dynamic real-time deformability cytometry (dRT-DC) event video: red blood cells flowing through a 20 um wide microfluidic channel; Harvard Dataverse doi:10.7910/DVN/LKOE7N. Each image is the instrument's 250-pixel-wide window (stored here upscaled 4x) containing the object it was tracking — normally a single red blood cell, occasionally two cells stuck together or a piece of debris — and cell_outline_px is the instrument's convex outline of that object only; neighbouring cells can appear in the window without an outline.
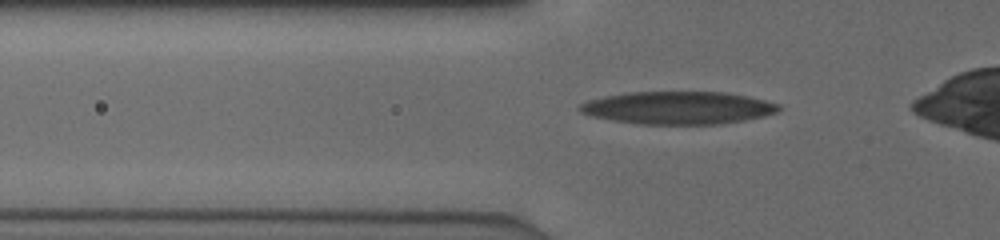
{"species": "human", "species_latin": "Homo sapiens", "temperature_condition": "cold", "stored_images_in_passage": 33, "camera_frame_rate_fps": 3000, "um_per_image_px": 0.085, "donor": {"sex": "male"}, "frame": {"image": 1, "passage_image": 3, "time_ms": 0.667, "image_size_px": [1000, 240], "cell_outline_px": [[780, 108], [776, 112], [764, 116], [744, 120], [720, 124], [640, 124], [612, 120], [592, 116], [580, 112], [580, 104], [588, 100], [604, 96], [628, 92], [728, 92], [748, 96], [780, 104]], "centroid_in_image_um": [57.65, 9.16], "position_along_channel_um": 68.2, "area_um2": 37.86}}
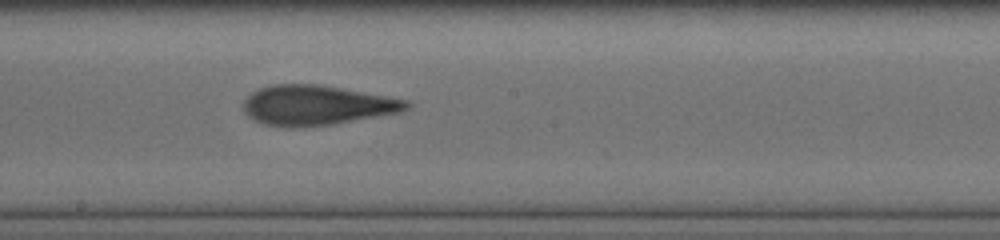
{"frame": {"image": 2, "passage_image": 15, "time_ms": 4.667, "image_size_px": [1000, 240], "cell_outline_px": [[412, 104], [408, 108], [400, 112], [332, 124], [292, 128], [288, 128], [264, 124], [252, 120], [244, 112], [244, 100], [252, 92], [260, 88], [272, 84], [316, 84], [340, 88], [408, 100]], "centroid_in_image_um": [26.87, 8.95], "position_along_channel_um": 221.3, "area_um2": 37.69}}
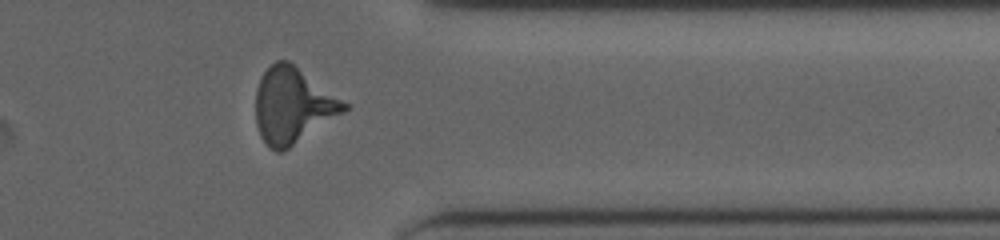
{"frame": {"image": 3, "passage_image": 28, "time_ms": 9.0, "image_size_px": [1000, 240], "cell_outline_px": [[348, 108], [344, 112], [284, 152], [276, 152], [268, 148], [260, 136], [256, 124], [256, 88], [264, 72], [276, 60], [288, 60], [348, 104]], "centroid_in_image_um": [24.86, 9.0], "position_along_channel_um": 386.5, "area_um2": 38.73}}